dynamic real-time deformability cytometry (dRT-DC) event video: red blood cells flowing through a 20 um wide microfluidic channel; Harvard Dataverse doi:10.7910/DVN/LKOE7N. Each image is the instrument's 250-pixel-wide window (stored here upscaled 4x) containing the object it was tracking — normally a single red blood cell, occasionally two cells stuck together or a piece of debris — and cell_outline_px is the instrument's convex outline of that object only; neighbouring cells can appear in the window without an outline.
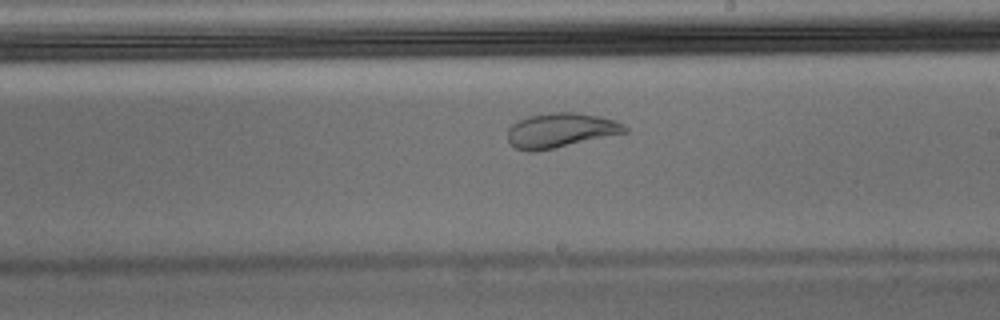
{"species": "Egyptian fruit bat (a non-hibernating species)", "species_latin": "Rousettus aegyptiacus", "temperature_condition": "warm", "stored_images_in_passage": 35, "camera_frame_rate_fps": 3000, "um_per_image_px": 0.085, "animal": {"sex": "male"}, "frame": {"image": 1, "passage_image": 16, "time_ms": 5.0, "image_size_px": [1000, 320], "cell_outline_px": [[628, 132], [556, 148], [532, 152], [528, 152], [516, 148], [508, 144], [508, 128], [516, 120], [528, 116], [552, 112], [576, 112], [600, 116], [616, 120], [624, 124], [628, 128]], "centroid_in_image_um": [47.64, 11.08], "position_along_channel_um": 241.4, "area_um2": 23.99}}